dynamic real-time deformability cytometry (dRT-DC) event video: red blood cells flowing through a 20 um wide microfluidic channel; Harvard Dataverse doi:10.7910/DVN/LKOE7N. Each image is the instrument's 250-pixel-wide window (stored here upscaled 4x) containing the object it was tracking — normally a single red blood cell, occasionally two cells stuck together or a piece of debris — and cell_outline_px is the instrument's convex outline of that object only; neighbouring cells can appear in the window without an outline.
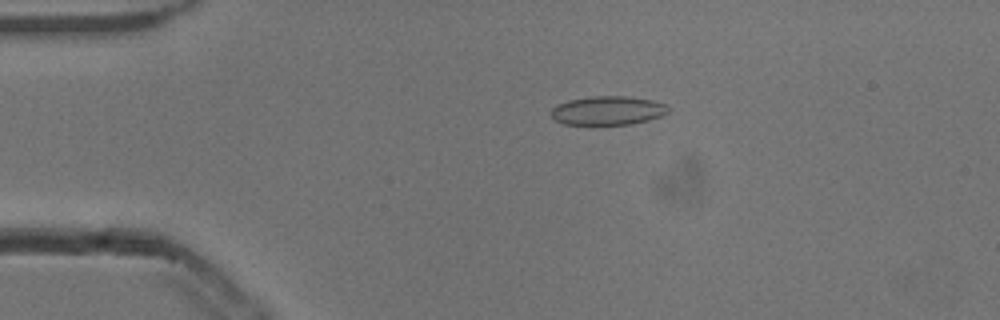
{"species": "common noctule bat (a hibernating species)", "species_latin": "Nyctalus noctula", "temperature_condition": "cold", "stored_images_in_passage": 49, "camera_frame_rate_fps": 3000, "um_per_image_px": 0.085, "animal": {"sex": "male", "body_mass_g": 13.3}, "frame": {"image": 1, "passage_image": 7, "time_ms": 2.0, "image_size_px": [1000, 320], "cell_outline_px": [[672, 108], [668, 112], [660, 116], [648, 120], [632, 124], [564, 124], [556, 120], [552, 116], [552, 108], [556, 104], [568, 100], [588, 96], [624, 96], [652, 100], [668, 104]], "centroid_in_image_um": [51.69, 9.38], "position_along_channel_um": 33.3, "area_um2": 19.77}}
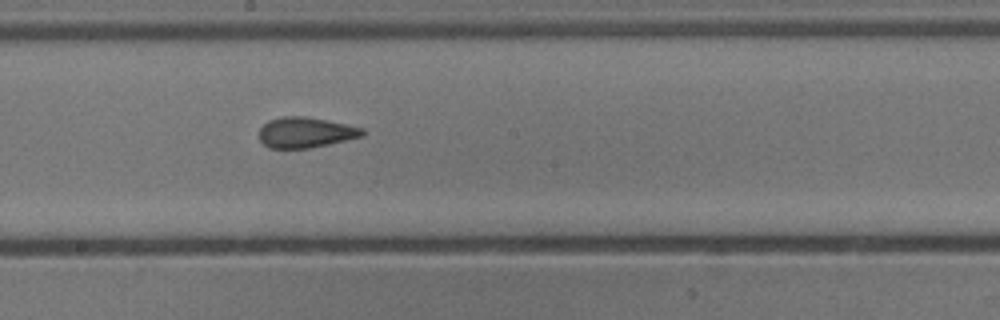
{"frame": {"image": 2, "passage_image": 25, "time_ms": 8.0, "image_size_px": [1000, 320], "cell_outline_px": [[364, 136], [328, 144], [308, 148], [268, 148], [260, 140], [260, 128], [268, 120], [284, 116], [304, 116], [348, 124], [364, 128]], "centroid_in_image_um": [25.98, 11.25], "position_along_channel_um": 222.2, "area_um2": 18.32}}
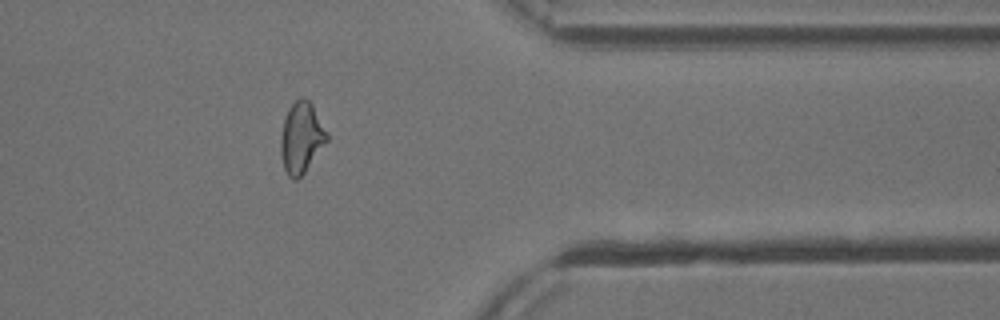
{"frame": {"image": 3, "passage_image": 39, "time_ms": 12.667, "image_size_px": [1000, 320], "cell_outline_px": [[328, 140], [304, 172], [296, 180], [292, 180], [288, 176], [284, 168], [280, 152], [280, 140], [284, 120], [288, 108], [300, 96], [304, 96], [312, 104], [328, 132]], "centroid_in_image_um": [25.61, 11.68], "position_along_channel_um": 385.8, "area_um2": 19.07}, "authors_computed_cell_mechanics": {"area_um2": 19.0162, "velocity_mm_per_s": 3.8502, "shape_relaxation_time_tau1_ms": null, "shape_relaxation_time_tau2_ms": 1.341, "deformation_change_tau1": null, "deformation_change_tau2": 0.0657}}